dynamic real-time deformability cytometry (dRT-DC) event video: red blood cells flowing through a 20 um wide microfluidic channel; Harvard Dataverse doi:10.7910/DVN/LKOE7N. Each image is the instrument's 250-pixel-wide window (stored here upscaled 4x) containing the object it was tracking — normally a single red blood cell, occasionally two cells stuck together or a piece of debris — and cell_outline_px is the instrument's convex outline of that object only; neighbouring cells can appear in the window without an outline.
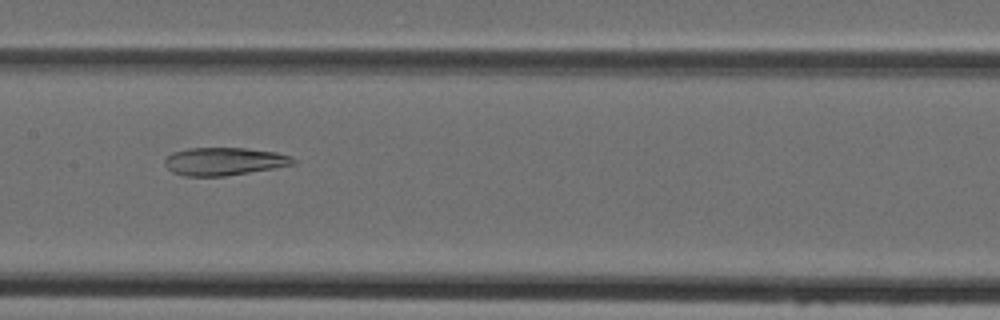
{"species": "Egyptian fruit bat (a non-hibernating species)", "species_latin": "Rousettus aegyptiacus", "temperature_condition": "cold", "stored_images_in_passage": 49, "camera_frame_rate_fps": 3000, "um_per_image_px": 0.085, "animal": {"sex": "female"}, "frame": {"image": 1, "passage_image": 24, "time_ms": 7.667, "image_size_px": [1000, 320], "cell_outline_px": [[296, 164], [224, 176], [184, 176], [172, 172], [164, 164], [164, 160], [172, 152], [188, 148], [244, 148], [276, 152], [292, 156], [296, 160]], "centroid_in_image_um": [19.04, 13.71], "position_along_channel_um": 188.4, "area_um2": 20.81}}
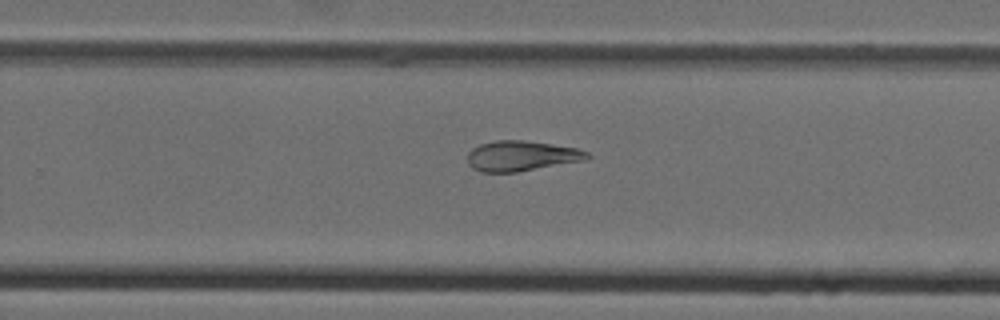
{"frame": {"image": 2, "passage_image": 31, "time_ms": 10.0, "image_size_px": [1000, 320], "cell_outline_px": [[592, 156], [584, 160], [516, 172], [480, 172], [472, 168], [468, 164], [468, 152], [472, 148], [480, 144], [496, 140], [524, 140], [576, 148], [588, 152]], "centroid_in_image_um": [44.28, 13.25], "position_along_channel_um": 285.5, "area_um2": 20.98}}
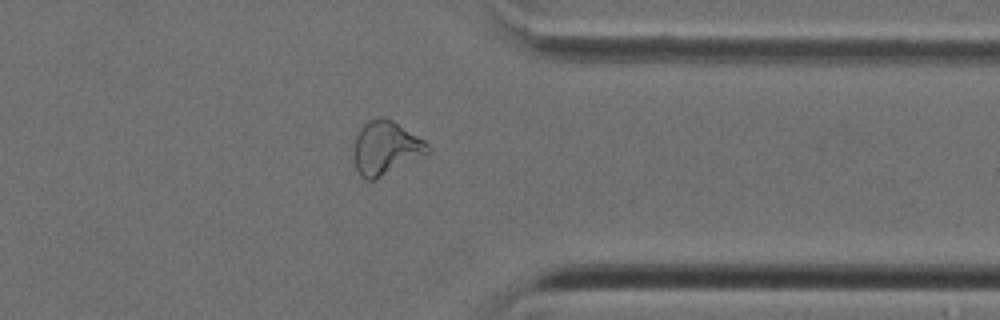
{"frame": {"image": 3, "passage_image": 38, "time_ms": 12.333, "image_size_px": [1000, 320], "cell_outline_px": [[432, 152], [372, 180], [364, 180], [360, 176], [356, 168], [356, 136], [360, 128], [368, 120], [380, 116], [384, 116], [392, 120], [424, 140], [432, 148]], "centroid_in_image_um": [32.83, 12.55], "position_along_channel_um": 378.6, "area_um2": 22.72}}